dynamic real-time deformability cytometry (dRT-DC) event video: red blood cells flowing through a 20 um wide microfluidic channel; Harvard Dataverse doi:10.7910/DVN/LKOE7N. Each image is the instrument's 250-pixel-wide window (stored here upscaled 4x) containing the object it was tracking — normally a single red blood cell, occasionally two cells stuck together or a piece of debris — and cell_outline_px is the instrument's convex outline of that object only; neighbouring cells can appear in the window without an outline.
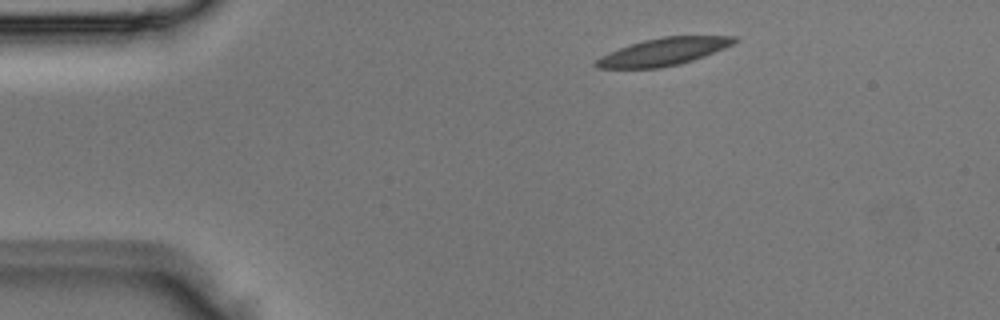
{"species": "Egyptian fruit bat (a non-hibernating species)", "species_latin": "Rousettus aegyptiacus", "temperature_condition": "room temperature", "stored_images_in_passage": 2, "camera_frame_rate_fps": 3000, "um_per_image_px": 0.085, "animal": {"sex": "male"}, "frame": {"image": 1, "passage_image": 1, "time_ms": 0.0, "image_size_px": [1000, 320], "cell_outline_px": [[740, 40], [724, 48], [704, 56], [680, 64], [660, 68], [596, 68], [592, 64], [600, 56], [608, 52], [644, 40], [664, 36], [740, 36]], "centroid_in_image_um": [56.4, 4.4], "position_along_channel_um": 28.6, "area_um2": 22.08}}